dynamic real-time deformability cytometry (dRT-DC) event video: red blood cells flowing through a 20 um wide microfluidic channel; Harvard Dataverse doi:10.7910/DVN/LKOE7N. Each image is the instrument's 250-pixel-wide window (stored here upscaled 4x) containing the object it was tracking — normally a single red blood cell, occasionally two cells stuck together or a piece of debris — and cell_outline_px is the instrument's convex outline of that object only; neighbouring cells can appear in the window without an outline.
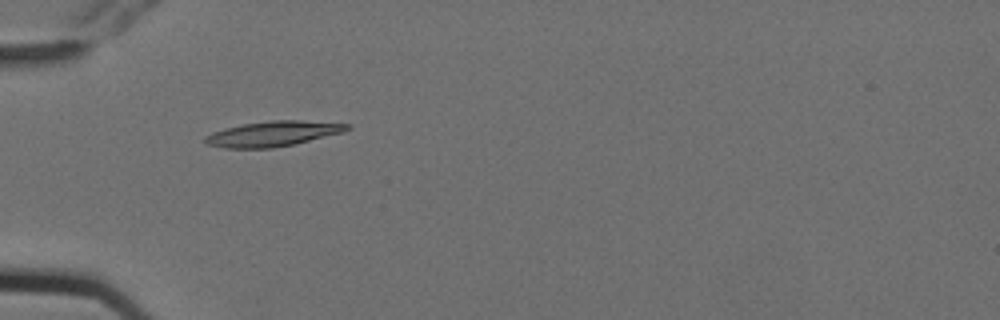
{"species": "Egyptian fruit bat (a non-hibernating species)", "species_latin": "Rousettus aegyptiacus", "temperature_condition": "cold", "stored_images_in_passage": 4, "camera_frame_rate_fps": 3000, "um_per_image_px": 0.085, "animal": {"sex": "female"}, "frame": {"image": 1, "passage_image": 3, "time_ms": 0.667, "image_size_px": [1000, 320], "cell_outline_px": [[352, 128], [344, 132], [296, 144], [272, 148], [224, 148], [208, 144], [204, 140], [204, 136], [212, 132], [224, 128], [244, 124], [268, 120], [300, 120], [352, 124]], "centroid_in_image_um": [23.24, 11.36], "position_along_channel_um": 61.8, "area_um2": 21.04}}